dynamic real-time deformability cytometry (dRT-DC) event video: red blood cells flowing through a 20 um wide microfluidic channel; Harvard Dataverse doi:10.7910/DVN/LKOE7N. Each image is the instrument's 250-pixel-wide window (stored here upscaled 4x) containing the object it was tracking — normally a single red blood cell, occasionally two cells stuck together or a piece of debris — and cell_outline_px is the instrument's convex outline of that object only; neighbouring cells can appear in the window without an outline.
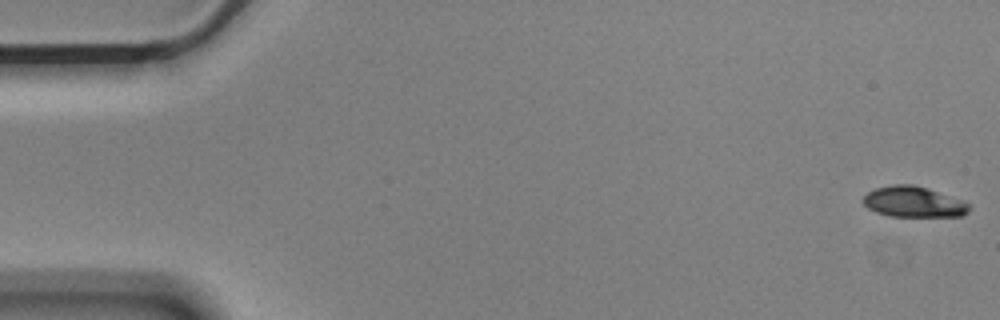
{"species": "Egyptian fruit bat (a non-hibernating species)", "species_latin": "Rousettus aegyptiacus", "temperature_condition": "cold", "stored_images_in_passage": 56, "camera_frame_rate_fps": 3000, "um_per_image_px": 0.085, "animal": {"sex": "male"}, "frame": {"image": 1, "passage_image": 1, "time_ms": 0.0, "image_size_px": [1000, 320], "cell_outline_px": [[972, 208], [968, 212], [960, 216], [888, 216], [876, 212], [868, 208], [860, 200], [868, 192], [876, 188], [892, 184], [912, 184], [928, 188], [964, 200]], "centroid_in_image_um": [77.65, 17.15], "position_along_channel_um": 7.3, "area_um2": 19.13}}
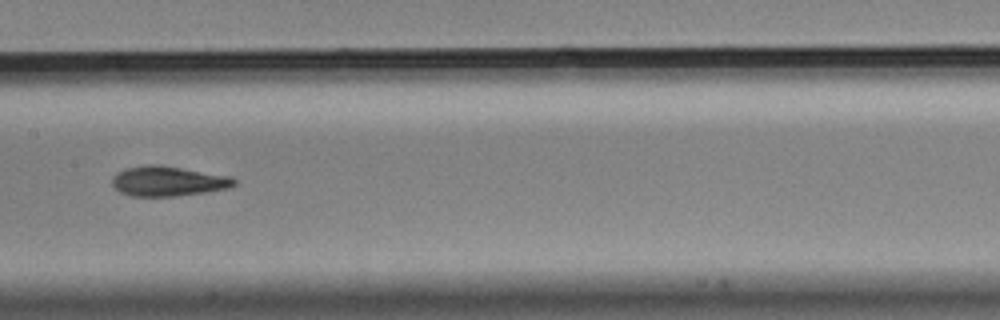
{"frame": {"image": 2, "passage_image": 28, "time_ms": 9.0, "image_size_px": [1000, 320], "cell_outline_px": [[236, 184], [232, 188], [176, 196], [132, 196], [120, 192], [112, 184], [112, 176], [116, 172], [124, 168], [148, 164], [160, 164], [228, 176], [236, 180]], "centroid_in_image_um": [14.26, 15.39], "position_along_channel_um": 193.1, "area_um2": 21.39}}
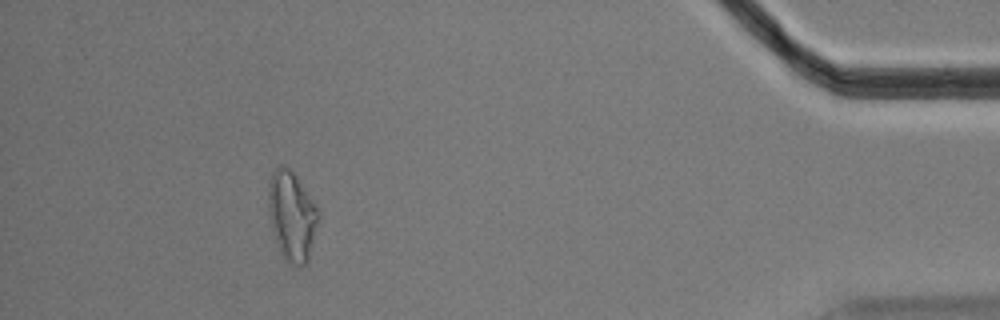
{"frame": {"image": 3, "passage_image": 51, "time_ms": 16.667, "image_size_px": [1000, 320], "cell_outline_px": [[316, 220], [308, 260], [300, 268], [284, 260], [280, 252], [272, 228], [268, 212], [268, 184], [272, 172], [280, 164], [284, 164], [296, 176], [316, 204]], "centroid_in_image_um": [24.75, 18.33], "position_along_channel_um": 410.5, "area_um2": 25.49}, "authors_computed_cell_mechanics": {"area_um2": 20.8658, "velocity_mm_per_s": 3.5864, "shape_relaxation_time_tau1_ms": 8.1741, "shape_relaxation_time_tau2_ms": 3.5247, "deformation_change_tau1": 0.1756, "deformation_change_tau2": 0.1081}}